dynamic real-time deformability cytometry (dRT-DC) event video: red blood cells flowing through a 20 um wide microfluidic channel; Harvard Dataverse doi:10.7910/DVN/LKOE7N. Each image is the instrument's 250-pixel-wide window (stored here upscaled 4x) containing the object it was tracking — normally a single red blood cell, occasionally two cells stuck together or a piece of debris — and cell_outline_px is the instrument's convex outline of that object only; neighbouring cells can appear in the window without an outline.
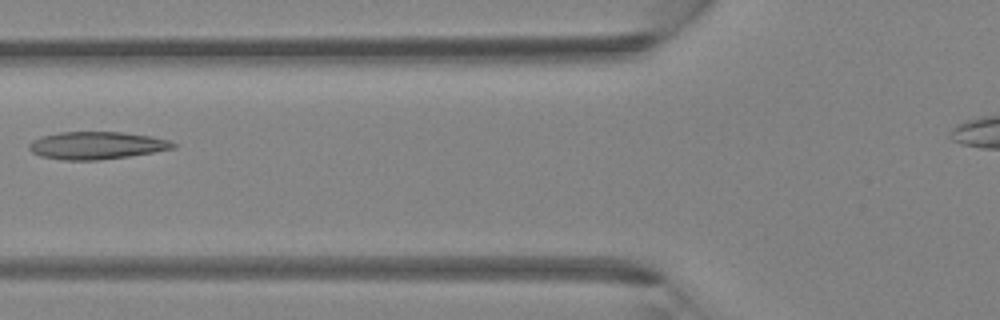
{"species": "Egyptian fruit bat (a non-hibernating species)", "species_latin": "Rousettus aegyptiacus", "temperature_condition": "room temperature", "stored_images_in_passage": 5, "camera_frame_rate_fps": 3000, "um_per_image_px": 0.085, "animal": {"sex": "female"}, "frame": {"image": 1, "passage_image": 5, "time_ms": 1.333, "image_size_px": [1000, 320], "cell_outline_px": [[176, 148], [128, 156], [96, 160], [64, 160], [40, 156], [32, 152], [28, 148], [28, 144], [32, 140], [40, 136], [60, 132], [124, 132], [152, 136], [168, 140], [176, 144]], "centroid_in_image_um": [8.18, 12.35], "position_along_channel_um": 117.6, "area_um2": 23.12}}